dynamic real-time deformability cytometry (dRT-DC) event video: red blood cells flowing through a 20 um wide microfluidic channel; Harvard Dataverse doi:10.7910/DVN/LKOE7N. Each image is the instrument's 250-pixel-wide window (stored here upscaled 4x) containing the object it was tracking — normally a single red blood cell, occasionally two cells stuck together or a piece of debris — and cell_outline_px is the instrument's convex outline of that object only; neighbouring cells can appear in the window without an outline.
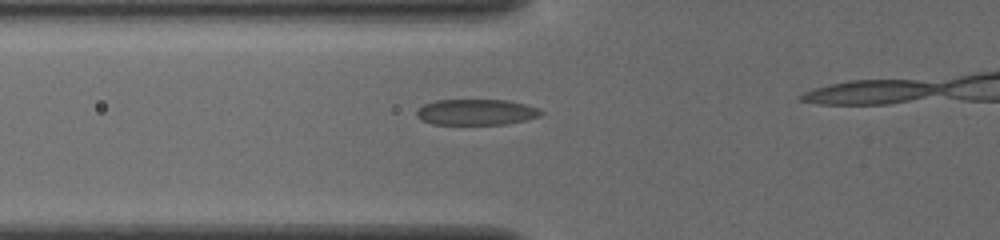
{"species": "common noctule bat (a hibernating species)", "species_latin": "Nyctalus noctula", "temperature_condition": "cold", "stored_images_in_passage": 26, "camera_frame_rate_fps": 3000, "um_per_image_px": 0.085, "animal": {"sex": "female", "body_mass_g": 19.5, "forearm_length_mm": 54.1}, "frame": {"image": 1, "passage_image": 2, "time_ms": 0.333, "image_size_px": [1000, 240], "cell_outline_px": [[544, 112], [540, 116], [524, 120], [504, 124], [432, 124], [416, 116], [416, 112], [424, 104], [436, 100], [504, 100], [524, 104], [540, 108]], "centroid_in_image_um": [40.49, 9.52], "position_along_channel_um": 85.3, "area_um2": 18.55}}
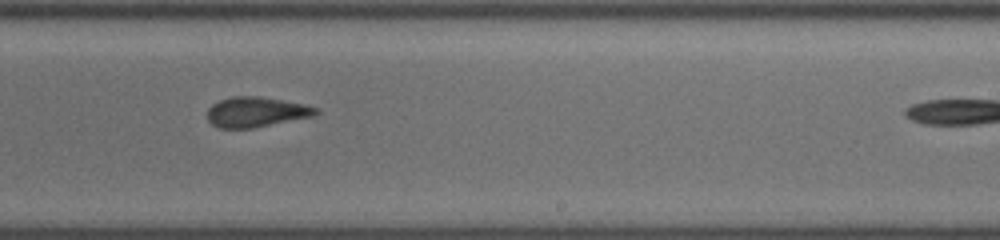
{"frame": {"image": 2, "passage_image": 16, "time_ms": 5.0, "image_size_px": [1000, 240], "cell_outline_px": [[320, 112], [312, 116], [252, 128], [220, 128], [212, 124], [208, 120], [208, 108], [212, 104], [220, 100], [232, 96], [260, 96], [304, 104], [316, 108]], "centroid_in_image_um": [21.74, 9.51], "position_along_channel_um": 267.3, "area_um2": 18.84}}
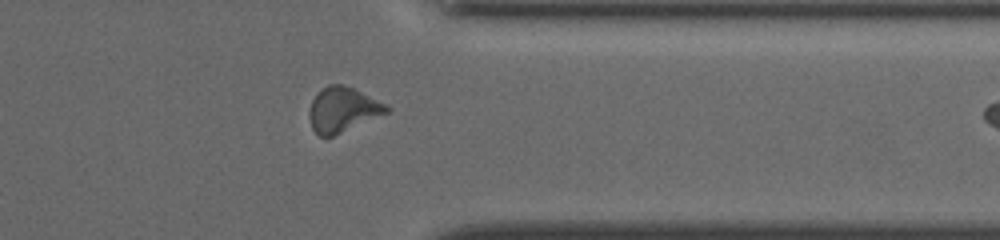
{"frame": {"image": 3, "passage_image": 25, "time_ms": 8.0, "image_size_px": [1000, 240], "cell_outline_px": [[392, 108], [388, 112], [332, 136], [320, 136], [312, 128], [312, 100], [328, 84], [340, 84], [352, 88], [388, 104]], "centroid_in_image_um": [29.2, 9.31], "position_along_channel_um": 382.2, "area_um2": 19.36}}